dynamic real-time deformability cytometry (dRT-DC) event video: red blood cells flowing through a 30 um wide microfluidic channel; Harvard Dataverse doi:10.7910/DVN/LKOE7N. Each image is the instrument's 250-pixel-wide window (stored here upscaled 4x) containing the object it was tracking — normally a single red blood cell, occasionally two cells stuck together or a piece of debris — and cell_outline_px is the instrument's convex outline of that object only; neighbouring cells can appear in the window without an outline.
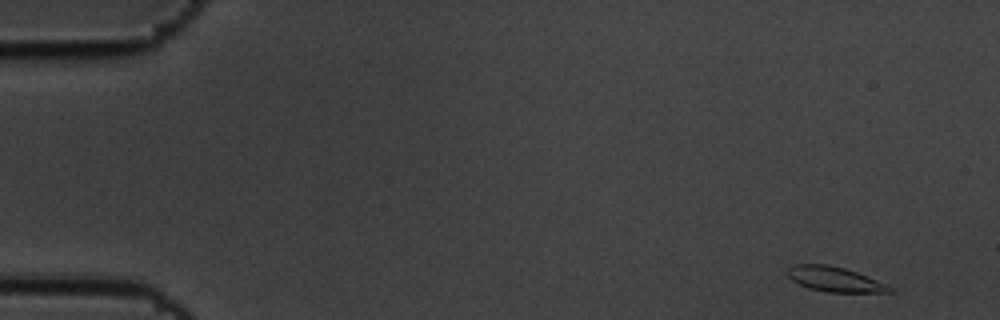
{"species": "common noctule bat (a hibernating species)", "species_latin": "Nyctalus noctula", "temperature_condition": "cold", "stored_images_in_passage": 56, "camera_frame_rate_fps": 3000, "um_per_image_px": 0.085, "animal": {"sex": "male", "body_mass_g": 19.5, "forearm_length_mm": 54.6}, "frame": {"image": 1, "passage_image": 1, "time_ms": 0.0, "image_size_px": [1000, 320], "cell_outline_px": [[896, 292], [828, 292], [808, 288], [792, 280], [784, 272], [788, 268], [796, 264], [828, 264], [844, 268], [868, 276], [888, 284]], "centroid_in_image_um": [70.96, 23.73], "position_along_channel_um": 14.0, "area_um2": 14.91}}
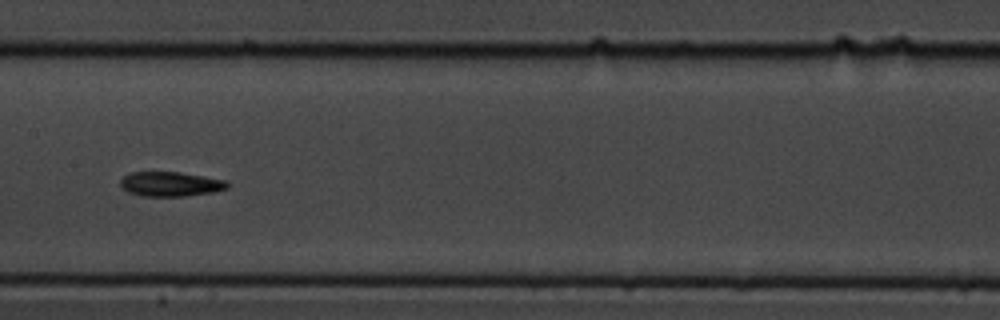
{"frame": {"image": 2, "passage_image": 27, "time_ms": 8.667, "image_size_px": [1000, 320], "cell_outline_px": [[228, 188], [212, 192], [184, 196], [140, 196], [128, 192], [120, 184], [120, 180], [124, 176], [132, 172], [180, 172], [228, 180]], "centroid_in_image_um": [14.5, 15.64], "position_along_channel_um": 192.9, "area_um2": 15.32}}
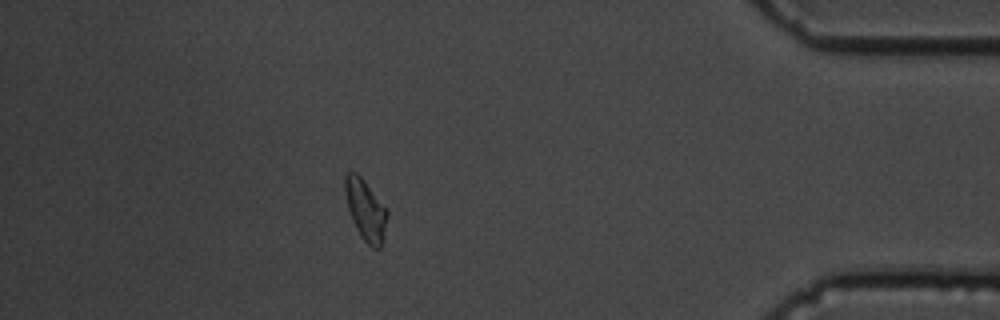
{"frame": {"image": 3, "passage_image": 49, "time_ms": 16.0, "image_size_px": [1000, 320], "cell_outline_px": [[388, 216], [384, 240], [380, 248], [372, 248], [360, 236], [352, 220], [348, 208], [344, 192], [344, 176], [348, 172], [356, 172], [364, 180], [388, 212]], "centroid_in_image_um": [31.07, 17.86], "position_along_channel_um": 404.1, "area_um2": 14.97}, "authors_computed_cell_mechanics": {"area_um2": 15.1436, "velocity_mm_per_s": 3.4438, "shape_relaxation_time_tau1_ms": 4.2938, "shape_relaxation_time_tau2_ms": 9.5486, "deformation_change_tau1": 0.1528, "deformation_change_tau2": 0.1884}}